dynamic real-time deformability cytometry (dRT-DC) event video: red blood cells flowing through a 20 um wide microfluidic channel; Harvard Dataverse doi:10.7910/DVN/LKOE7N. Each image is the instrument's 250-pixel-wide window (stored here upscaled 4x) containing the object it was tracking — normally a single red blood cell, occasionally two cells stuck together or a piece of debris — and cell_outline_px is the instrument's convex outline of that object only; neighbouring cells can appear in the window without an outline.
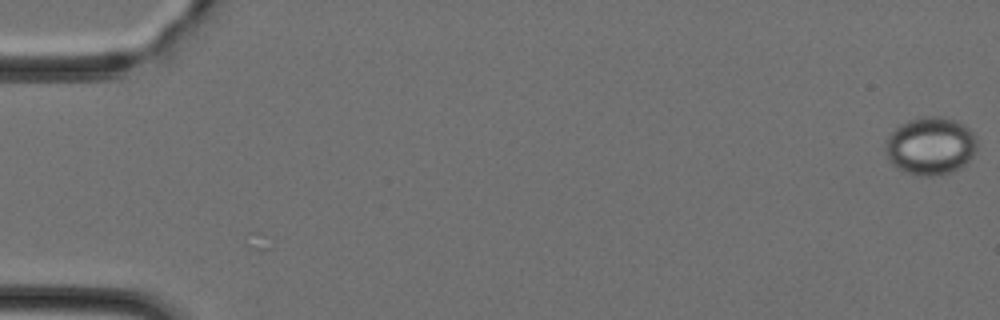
{"species": "Egyptian fruit bat (a non-hibernating species)", "species_latin": "Rousettus aegyptiacus", "temperature_condition": "cold", "stored_images_in_passage": 8, "camera_frame_rate_fps": 3000, "um_per_image_px": 0.085, "animal": {"sex": "female"}, "frame": {"image": 1, "passage_image": 1, "time_ms": 0.0, "image_size_px": [1000, 320], "cell_outline_px": [[976, 148], [972, 156], [960, 168], [948, 172], [932, 176], [920, 176], [904, 172], [896, 168], [888, 160], [884, 144], [888, 136], [900, 124], [924, 116], [944, 116], [956, 120], [968, 128], [976, 136]], "centroid_in_image_um": [79.07, 12.4], "position_along_channel_um": 5.9, "area_um2": 30.87}}